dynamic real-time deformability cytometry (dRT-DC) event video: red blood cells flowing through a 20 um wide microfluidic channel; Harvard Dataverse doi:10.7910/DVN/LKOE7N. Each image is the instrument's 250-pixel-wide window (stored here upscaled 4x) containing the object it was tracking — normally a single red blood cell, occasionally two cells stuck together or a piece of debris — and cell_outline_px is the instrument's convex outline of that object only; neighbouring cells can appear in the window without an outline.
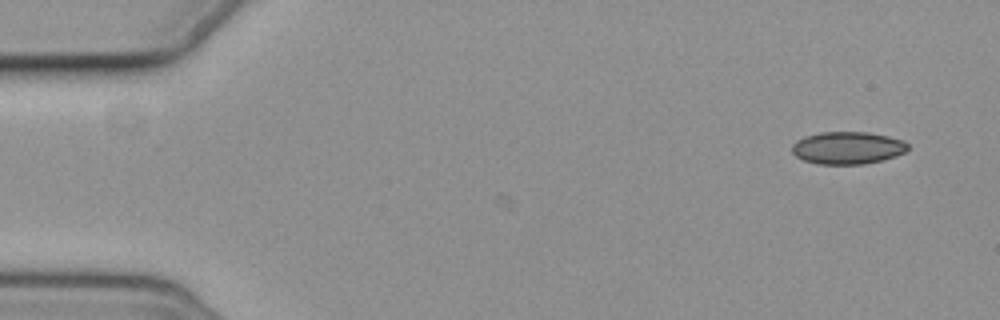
{"species": "common noctule bat (a hibernating species)", "species_latin": "Nyctalus noctula", "temperature_condition": "cold", "stored_images_in_passage": 3, "camera_frame_rate_fps": 3000, "um_per_image_px": 0.085, "animal": {"sex": "female", "body_mass_g": 19.3, "forearm_length_mm": 54.1}, "frame": {"image": 1, "passage_image": 1, "time_ms": 0.0, "image_size_px": [1000, 320], "cell_outline_px": [[908, 148], [904, 152], [896, 156], [884, 160], [864, 164], [816, 164], [804, 160], [796, 156], [792, 152], [792, 144], [796, 140], [804, 136], [820, 132], [868, 132], [888, 136], [904, 140], [908, 144]], "centroid_in_image_um": [72.04, 12.57], "position_along_channel_um": 13.0, "area_um2": 22.08}}
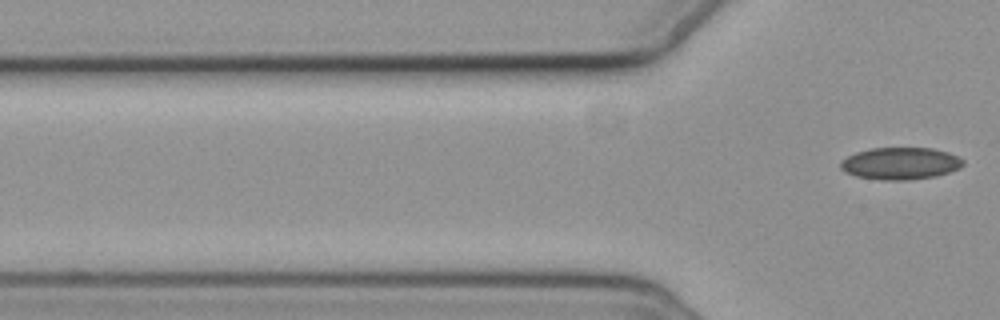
{"frame": {"image": 2, "passage_image": 3, "time_ms": 4.0, "image_size_px": [1000, 320], "cell_outline_px": [[964, 164], [960, 168], [936, 176], [908, 180], [884, 180], [856, 176], [844, 172], [840, 168], [840, 160], [856, 152], [872, 148], [932, 148], [948, 152], [964, 160]], "centroid_in_image_um": [76.52, 13.89], "position_along_channel_um": 49.3, "area_um2": 22.95}}